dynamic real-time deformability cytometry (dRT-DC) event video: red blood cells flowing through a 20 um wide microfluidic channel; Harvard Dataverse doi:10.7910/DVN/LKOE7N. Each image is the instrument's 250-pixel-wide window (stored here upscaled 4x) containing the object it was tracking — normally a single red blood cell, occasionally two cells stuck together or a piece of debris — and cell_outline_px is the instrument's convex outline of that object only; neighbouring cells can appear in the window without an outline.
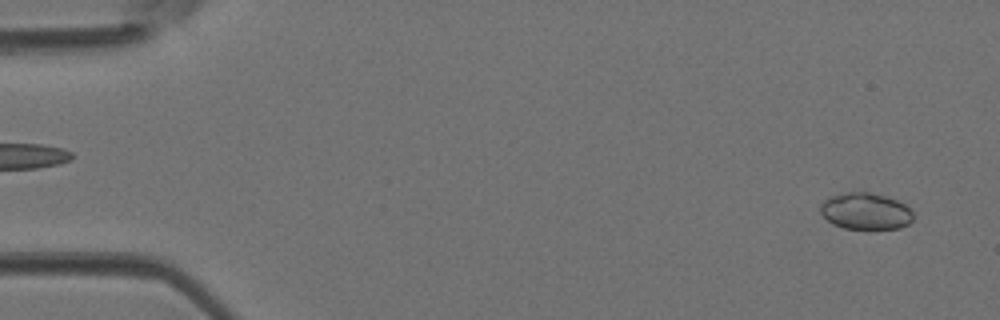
{"species": "Egyptian fruit bat (a non-hibernating species)", "species_latin": "Rousettus aegyptiacus", "temperature_condition": "room temperature", "stored_images_in_passage": 45, "segment_of_instrument_passage": [1, 2], "camera_frame_rate_fps": 3000, "um_per_image_px": 0.085, "animal": {"sex": "female"}, "frame": {"image": 1, "passage_image": 2, "time_ms": 0.333, "image_size_px": [1000, 320], "cell_outline_px": [[912, 220], [908, 224], [900, 228], [844, 228], [832, 224], [820, 212], [820, 204], [828, 196], [848, 192], [868, 192], [888, 196], [904, 204], [912, 212]], "centroid_in_image_um": [73.55, 17.93], "position_along_channel_um": 11.5, "area_um2": 19.71}}
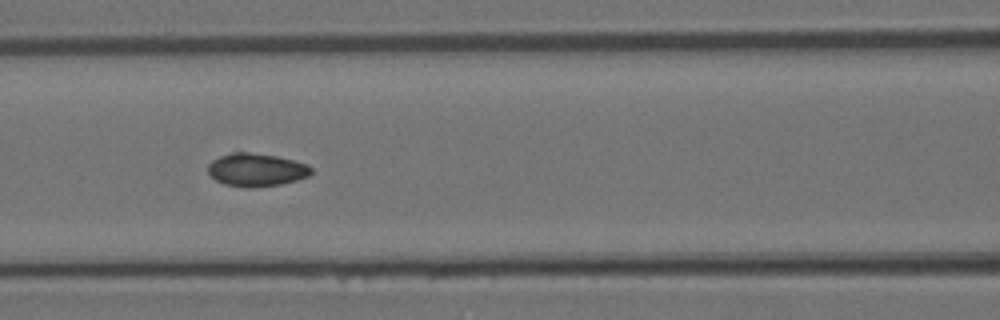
{"frame": {"image": 2, "passage_image": 19, "time_ms": 6.0, "image_size_px": [1000, 320], "cell_outline_px": [[312, 172], [308, 176], [296, 180], [280, 184], [252, 188], [244, 188], [224, 184], [216, 180], [208, 172], [208, 164], [212, 160], [220, 156], [232, 152], [248, 152], [276, 156], [308, 164], [312, 168]], "centroid_in_image_um": [21.77, 14.44], "position_along_channel_um": 144.8, "area_um2": 19.88}}
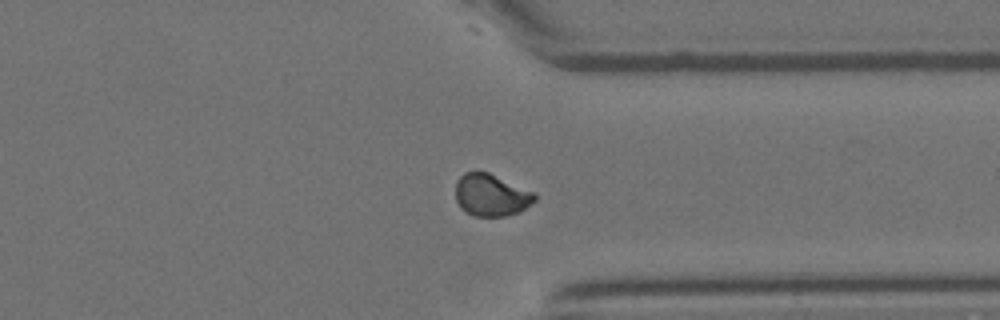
{"frame": {"image": 3, "passage_image": 34, "time_ms": 11.0, "image_size_px": [1000, 320], "cell_outline_px": [[536, 200], [532, 204], [520, 212], [504, 216], [476, 216], [464, 212], [460, 208], [456, 200], [456, 180], [464, 172], [488, 172], [532, 192], [536, 196]], "centroid_in_image_um": [41.72, 16.6], "position_along_channel_um": 369.7, "area_um2": 19.36}}